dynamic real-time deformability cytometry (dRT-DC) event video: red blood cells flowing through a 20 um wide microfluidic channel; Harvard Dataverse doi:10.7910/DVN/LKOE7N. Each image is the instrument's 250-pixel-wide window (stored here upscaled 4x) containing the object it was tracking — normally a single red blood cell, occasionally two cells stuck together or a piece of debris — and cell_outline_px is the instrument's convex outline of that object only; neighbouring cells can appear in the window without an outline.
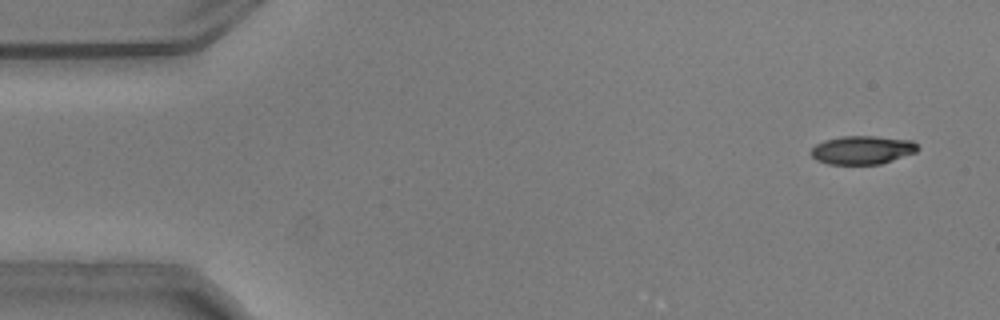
{"species": "common noctule bat (a hibernating species)", "species_latin": "Nyctalus noctula", "temperature_condition": "warm", "stored_images_in_passage": 54, "camera_frame_rate_fps": 3000, "um_per_image_px": 0.085, "animal": {"sex": "male", "body_mass_g": 20.5, "forearm_length_mm": 52.5}, "frame": {"image": 1, "passage_image": 3, "time_ms": 0.667, "image_size_px": [1000, 320], "cell_outline_px": [[920, 148], [916, 152], [880, 164], [828, 164], [816, 160], [808, 152], [816, 144], [824, 140], [844, 136], [876, 136], [912, 140]], "centroid_in_image_um": [73.28, 12.74], "position_along_channel_um": 11.7, "area_um2": 17.74}}
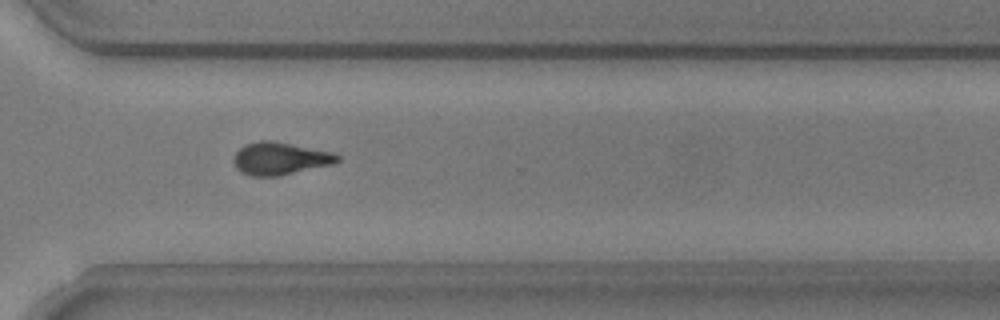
{"frame": {"image": 2, "passage_image": 39, "time_ms": 12.667, "image_size_px": [1000, 320], "cell_outline_px": [[340, 160], [332, 164], [280, 176], [252, 176], [240, 172], [236, 168], [232, 160], [236, 152], [244, 144], [260, 140], [272, 140], [332, 152], [340, 156]], "centroid_in_image_um": [23.77, 13.47], "position_along_channel_um": 346.8, "area_um2": 19.77}}
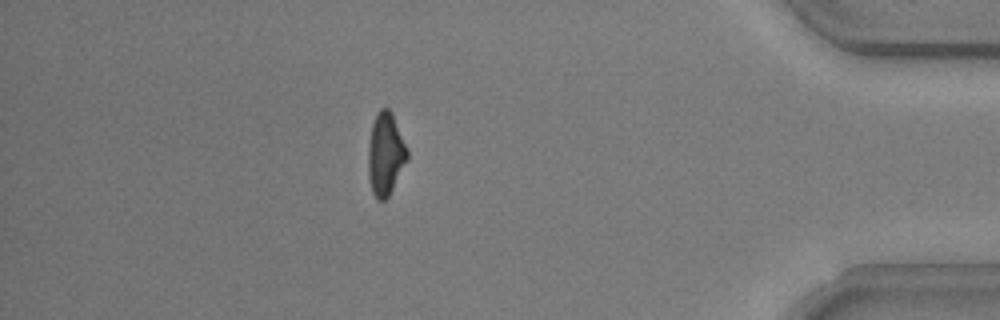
{"frame": {"image": 3, "passage_image": 47, "time_ms": 15.333, "image_size_px": [1000, 320], "cell_outline_px": [[408, 160], [388, 196], [384, 200], [376, 200], [372, 192], [368, 176], [368, 148], [372, 124], [380, 108], [388, 108], [392, 112], [408, 148]], "centroid_in_image_um": [32.78, 13.09], "position_along_channel_um": 402.4, "area_um2": 18.9}, "authors_computed_cell_mechanics": {"area_um2": 19.4208, "velocity_mm_per_s": 3.7448, "shape_relaxation_time_tau1_ms": 5.2492, "shape_relaxation_time_tau2_ms": 2.2029, "deformation_change_tau1": 0.2037, "deformation_change_tau2": 0.0858}}